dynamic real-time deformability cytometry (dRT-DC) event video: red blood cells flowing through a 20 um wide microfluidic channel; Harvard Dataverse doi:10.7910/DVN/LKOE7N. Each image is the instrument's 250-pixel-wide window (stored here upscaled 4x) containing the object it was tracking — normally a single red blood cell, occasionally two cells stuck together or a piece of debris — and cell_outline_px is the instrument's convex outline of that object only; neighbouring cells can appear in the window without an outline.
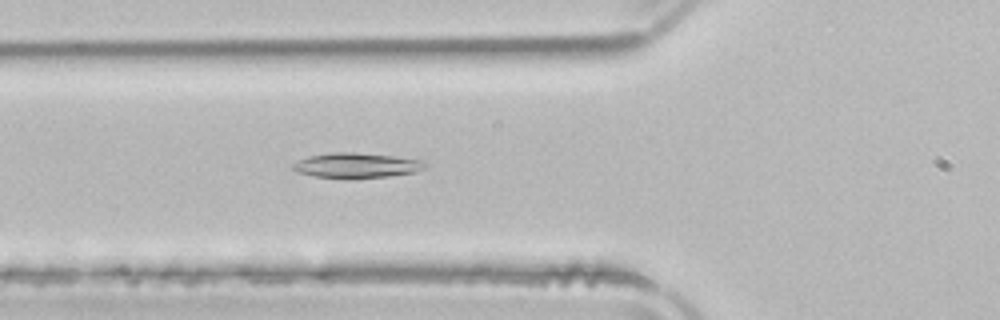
{"species": "common noctule bat (a hibernating species)", "species_latin": "Nyctalus noctula", "temperature_condition": "room temperature", "stored_images_in_passage": 40, "camera_frame_rate_fps": 3000, "um_per_image_px": 0.085, "animal": {"sex": "male", "body_mass_g": 21.5, "forearm_length_mm": 52.0}, "frame": {"image": 1, "passage_image": 6, "time_ms": 1.667, "image_size_px": [1000, 320], "cell_outline_px": [[428, 164], [424, 168], [416, 172], [388, 176], [352, 180], [316, 176], [300, 172], [292, 168], [292, 164], [308, 156], [332, 152], [352, 152], [392, 156], [424, 160]], "centroid_in_image_um": [30.34, 14.07], "position_along_channel_um": 95.5, "area_um2": 19.48}}
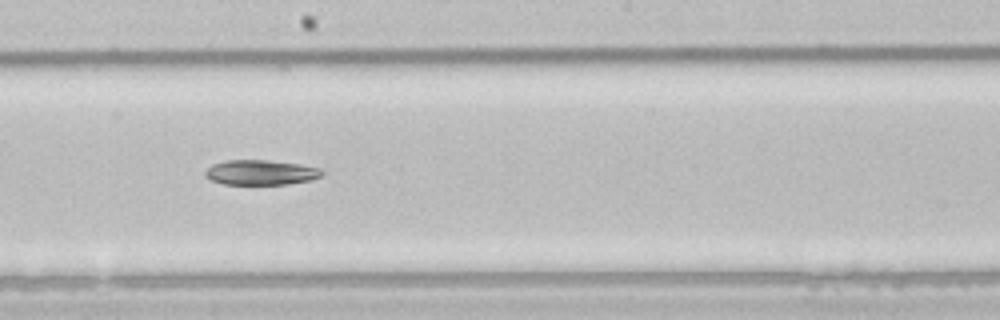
{"frame": {"image": 2, "passage_image": 16, "time_ms": 5.0, "image_size_px": [1000, 320], "cell_outline_px": [[324, 172], [320, 176], [312, 180], [288, 184], [224, 184], [212, 180], [204, 176], [204, 172], [212, 164], [228, 160], [268, 160], [300, 164], [320, 168]], "centroid_in_image_um": [22.17, 14.65], "position_along_channel_um": 226.0, "area_um2": 16.99}}
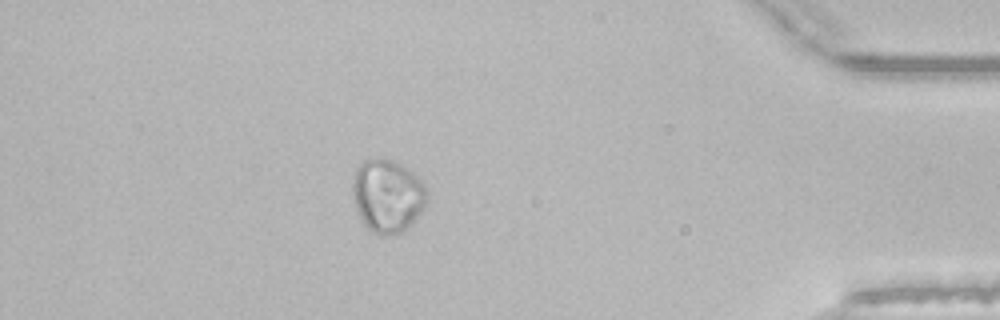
{"frame": {"image": 3, "passage_image": 33, "time_ms": 10.667, "image_size_px": [1000, 320], "cell_outline_px": [[428, 200], [416, 216], [400, 232], [384, 236], [380, 236], [372, 232], [364, 224], [356, 208], [352, 192], [352, 184], [356, 168], [364, 160], [392, 160], [400, 164], [424, 180], [428, 184]], "centroid_in_image_um": [32.95, 16.63], "position_along_channel_um": 402.2, "area_um2": 31.39}, "authors_computed_cell_mechanics": {"area_um2": 19.4497, "velocity_mm_per_s": 3.8859, "shape_relaxation_time_tau1_ms": 5.6696, "shape_relaxation_time_tau2_ms": null, "deformation_change_tau1": 0.1084, "deformation_change_tau2": null}}